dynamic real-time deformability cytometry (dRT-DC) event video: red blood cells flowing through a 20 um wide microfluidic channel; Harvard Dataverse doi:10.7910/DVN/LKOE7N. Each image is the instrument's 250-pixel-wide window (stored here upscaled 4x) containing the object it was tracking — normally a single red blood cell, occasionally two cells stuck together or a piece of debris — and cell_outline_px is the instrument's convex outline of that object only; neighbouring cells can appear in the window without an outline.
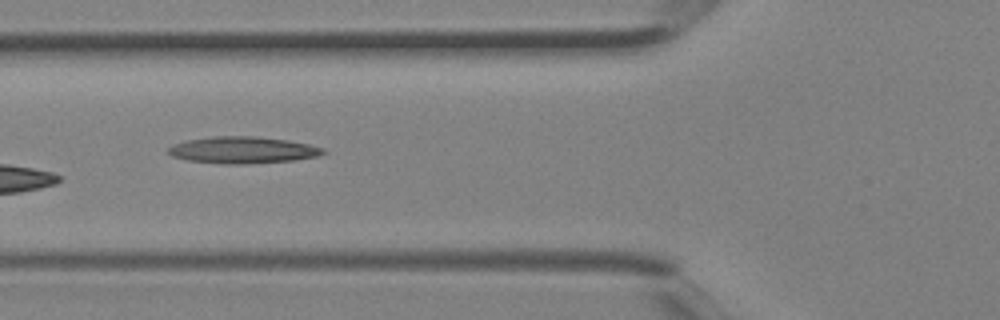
{"species": "Egyptian fruit bat (a non-hibernating species)", "species_latin": "Rousettus aegyptiacus", "temperature_condition": "room temperature", "stored_images_in_passage": 3, "camera_frame_rate_fps": 3000, "um_per_image_px": 0.085, "animal": {"sex": "female"}, "frame": {"image": 1, "passage_image": 3, "time_ms": 0.667, "image_size_px": [1000, 320], "cell_outline_px": [[328, 152], [316, 156], [292, 160], [244, 164], [224, 164], [188, 160], [172, 156], [168, 152], [168, 148], [184, 140], [212, 136], [256, 136], [288, 140], [308, 144], [324, 148]], "centroid_in_image_um": [20.63, 12.74], "position_along_channel_um": 105.2, "area_um2": 24.04}}